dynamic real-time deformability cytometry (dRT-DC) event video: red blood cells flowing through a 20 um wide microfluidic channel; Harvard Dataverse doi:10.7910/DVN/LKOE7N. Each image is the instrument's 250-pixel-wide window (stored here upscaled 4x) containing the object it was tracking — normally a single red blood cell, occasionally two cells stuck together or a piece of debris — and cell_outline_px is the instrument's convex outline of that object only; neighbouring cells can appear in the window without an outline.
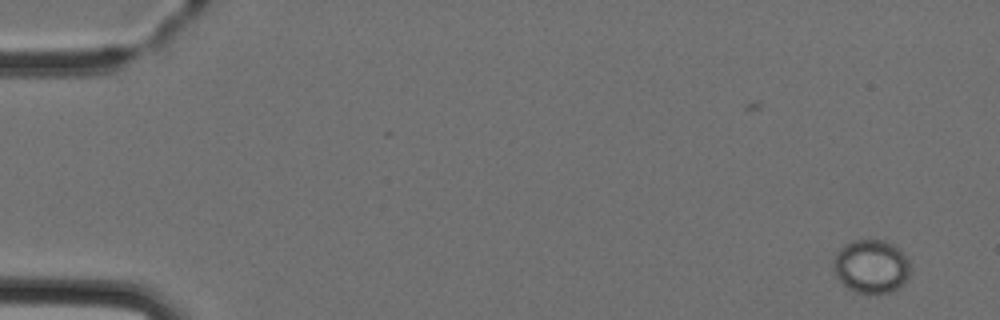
{"species": "Egyptian fruit bat (a non-hibernating species)", "species_latin": "Rousettus aegyptiacus", "temperature_condition": "cold", "stored_images_in_passage": 2, "camera_frame_rate_fps": 3000, "um_per_image_px": 0.085, "animal": {"sex": "female"}, "frame": {"image": 1, "passage_image": 2, "time_ms": 1.333, "image_size_px": [1000, 320], "cell_outline_px": [[912, 268], [908, 276], [896, 288], [888, 292], [856, 292], [848, 288], [836, 276], [836, 252], [844, 244], [852, 240], [884, 240], [892, 244], [908, 260]], "centroid_in_image_um": [74.06, 22.62], "position_along_channel_um": 10.9, "area_um2": 23.24}}